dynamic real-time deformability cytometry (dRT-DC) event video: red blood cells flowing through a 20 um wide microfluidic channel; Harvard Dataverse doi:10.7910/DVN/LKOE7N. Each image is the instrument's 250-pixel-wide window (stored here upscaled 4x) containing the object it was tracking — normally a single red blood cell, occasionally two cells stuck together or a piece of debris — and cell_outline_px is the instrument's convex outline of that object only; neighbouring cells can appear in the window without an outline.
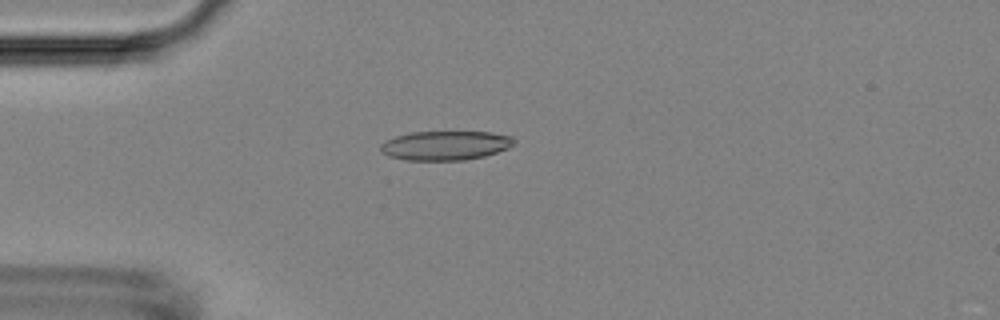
{"species": "Egyptian fruit bat (a non-hibernating species)", "species_latin": "Rousettus aegyptiacus", "temperature_condition": "room temperature", "stored_images_in_passage": 53, "camera_frame_rate_fps": 3000, "um_per_image_px": 0.085, "animal": {"sex": "female"}, "frame": {"image": 1, "passage_image": 14, "time_ms": 4.333, "image_size_px": [1000, 320], "cell_outline_px": [[516, 144], [508, 148], [484, 156], [464, 160], [404, 160], [388, 156], [380, 152], [380, 144], [384, 140], [396, 136], [412, 132], [492, 132], [512, 136], [516, 140]], "centroid_in_image_um": [37.85, 12.36], "position_along_channel_um": 47.2, "area_um2": 22.95}}
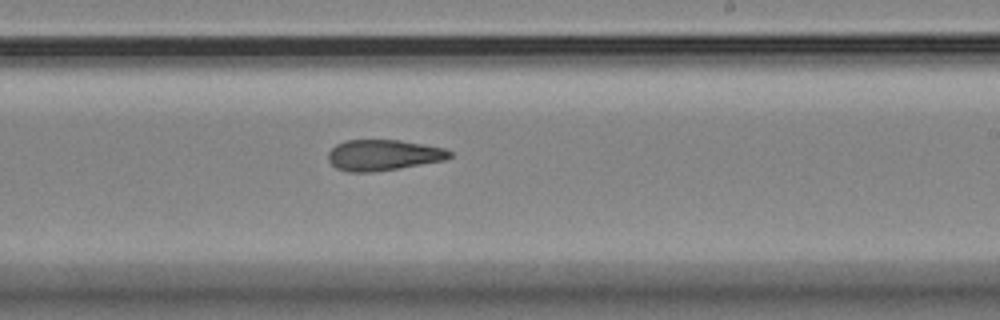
{"frame": {"image": 2, "passage_image": 32, "time_ms": 10.333, "image_size_px": [1000, 320], "cell_outline_px": [[452, 156], [444, 160], [400, 168], [372, 172], [348, 172], [336, 168], [328, 160], [328, 152], [336, 144], [348, 140], [400, 140], [444, 148], [452, 152]], "centroid_in_image_um": [32.56, 13.18], "position_along_channel_um": 256.4, "area_um2": 21.79}}
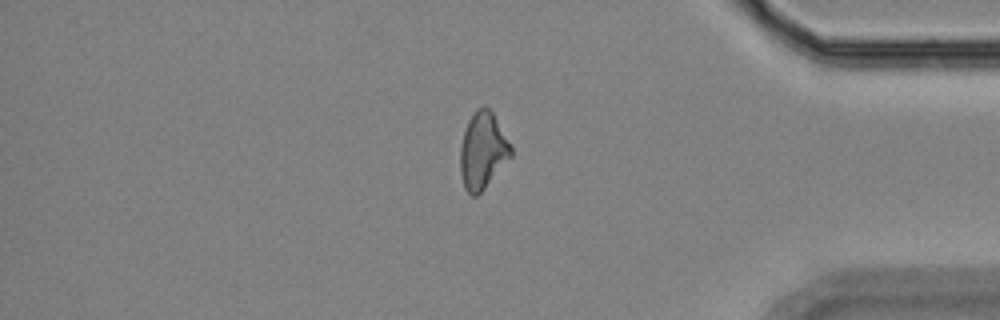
{"frame": {"image": 3, "passage_image": 45, "time_ms": 14.667, "image_size_px": [1000, 320], "cell_outline_px": [[512, 156], [484, 188], [476, 196], [472, 196], [464, 188], [460, 172], [460, 148], [464, 132], [468, 120], [480, 108], [488, 108], [492, 112], [512, 144]], "centroid_in_image_um": [41.04, 12.83], "position_along_channel_um": 394.2, "area_um2": 22.37}, "authors_computed_cell_mechanics": {"area_um2": 22.4842, "velocity_mm_per_s": 3.7402, "shape_relaxation_time_tau1_ms": null, "shape_relaxation_time_tau2_ms": 5.7036, "deformation_change_tau1": null, "deformation_change_tau2": 0.1565}}